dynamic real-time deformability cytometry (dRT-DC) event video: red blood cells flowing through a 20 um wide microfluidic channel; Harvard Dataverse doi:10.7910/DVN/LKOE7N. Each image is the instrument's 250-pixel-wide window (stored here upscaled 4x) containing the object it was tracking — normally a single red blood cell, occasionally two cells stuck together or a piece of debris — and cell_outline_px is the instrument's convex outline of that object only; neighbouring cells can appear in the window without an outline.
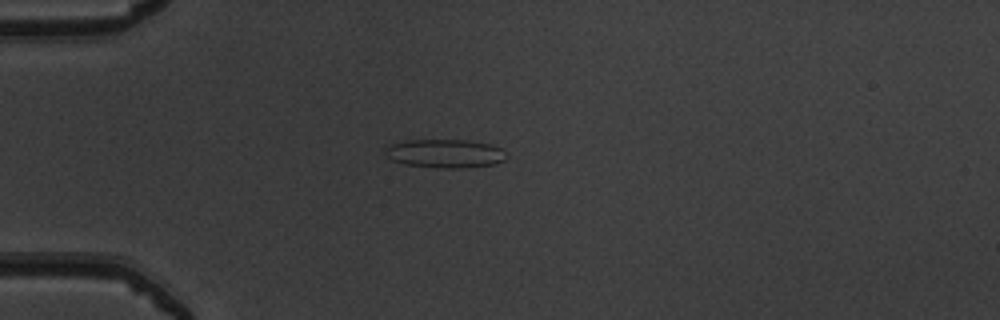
{"species": "common noctule bat (a hibernating species)", "species_latin": "Nyctalus noctula", "temperature_condition": "warm", "stored_images_in_passage": 38, "camera_frame_rate_fps": 3000, "um_per_image_px": 0.085, "animal": {"sex": "male", "body_mass_g": 19.5, "forearm_length_mm": 54.6}, "frame": {"image": 1, "passage_image": 1, "time_ms": 0.0, "image_size_px": [1000, 320], "cell_outline_px": [[508, 156], [504, 160], [496, 164], [464, 168], [440, 168], [404, 164], [392, 160], [384, 152], [384, 148], [388, 144], [404, 140], [468, 140], [488, 144], [500, 148]], "centroid_in_image_um": [37.8, 13.05], "position_along_channel_um": 47.2, "area_um2": 20.35}}
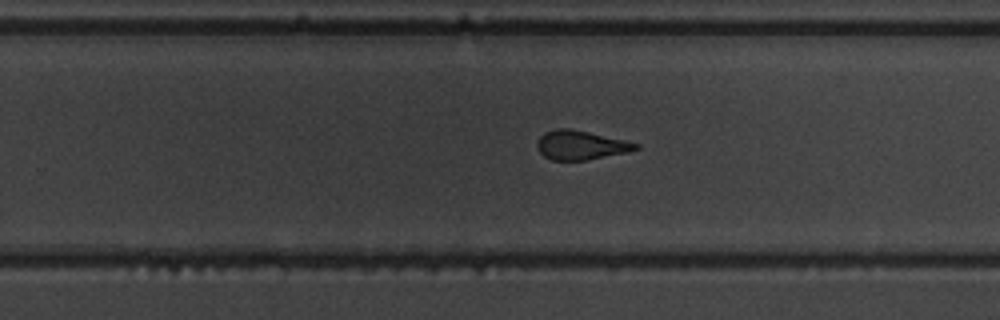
{"frame": {"image": 2, "passage_image": 20, "time_ms": 6.333, "image_size_px": [1000, 320], "cell_outline_px": [[640, 148], [628, 152], [584, 160], [552, 160], [544, 156], [540, 152], [536, 144], [540, 136], [544, 132], [556, 128], [572, 128], [624, 140], [640, 144]], "centroid_in_image_um": [49.35, 12.32], "position_along_channel_um": 280.4, "area_um2": 16.7}}
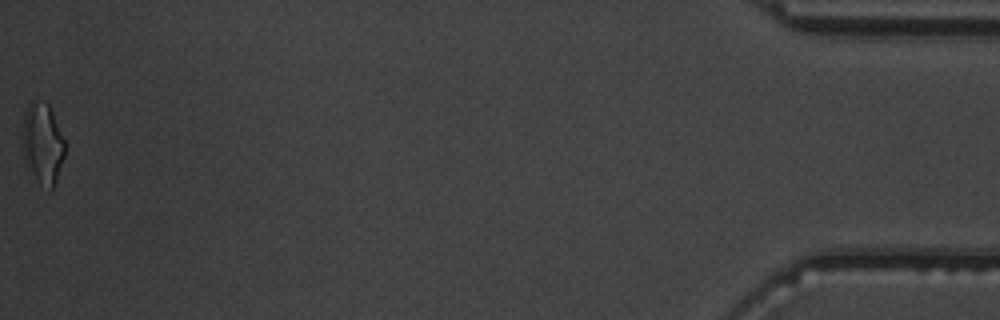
{"frame": {"image": 3, "passage_image": 38, "time_ms": 12.333, "image_size_px": [1000, 320], "cell_outline_px": [[64, 156], [56, 180], [52, 188], [48, 192], [40, 184], [24, 160], [24, 112], [28, 104], [32, 100], [44, 100], [48, 104], [52, 112], [64, 140]], "centroid_in_image_um": [3.63, 12.18], "position_along_channel_um": 431.6, "area_um2": 19.54}, "authors_computed_cell_mechanics": {"area_um2": 17.5712, "velocity_mm_per_s": 4.0205, "shape_relaxation_time_tau1_ms": 8.2523, "shape_relaxation_time_tau2_ms": 1.5258, "deformation_change_tau1": 0.247, "deformation_change_tau2": 0.1003}}